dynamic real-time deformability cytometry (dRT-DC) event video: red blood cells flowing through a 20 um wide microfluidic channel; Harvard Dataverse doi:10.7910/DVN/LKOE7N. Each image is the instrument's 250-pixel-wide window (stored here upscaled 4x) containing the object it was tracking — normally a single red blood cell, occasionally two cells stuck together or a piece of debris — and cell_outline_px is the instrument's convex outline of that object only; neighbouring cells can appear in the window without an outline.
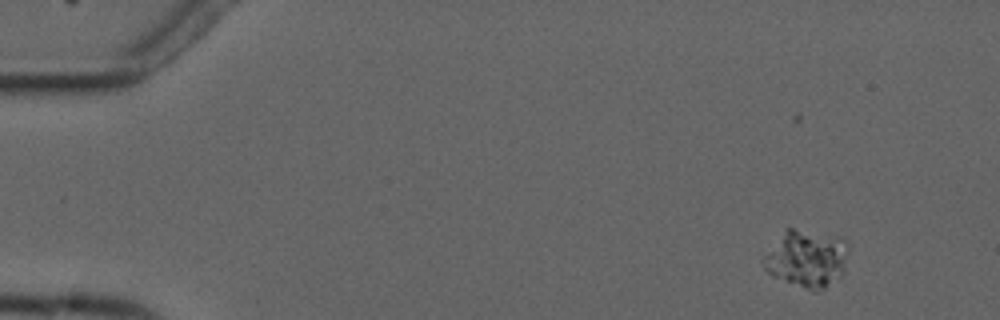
{"species": "common noctule bat (a hibernating species)", "species_latin": "Nyctalus noctula", "temperature_condition": "cold", "stored_images_in_passage": 5, "camera_frame_rate_fps": 3000, "um_per_image_px": 0.085, "animal": {"sex": "male", "forearm_length_mm": 52.5}, "frame": {"image": 1, "passage_image": 1, "time_ms": 0.0, "image_size_px": [1000, 320], "cell_outline_px": [[848, 252], [844, 272], [840, 276], [824, 288], [816, 292], [812, 292], [772, 276], [764, 268], [764, 256], [784, 228], [792, 228], [848, 248]], "centroid_in_image_um": [68.45, 22.1], "position_along_channel_um": 16.5, "area_um2": 26.65}}
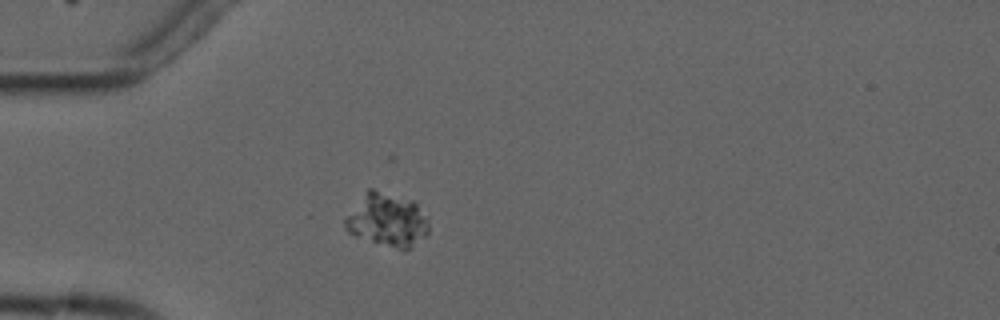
{"frame": {"image": 2, "passage_image": 4, "time_ms": 3.667, "image_size_px": [1000, 320], "cell_outline_px": [[428, 232], [424, 236], [408, 248], [400, 248], [356, 236], [348, 232], [344, 228], [344, 220], [368, 188], [372, 188], [412, 200], [428, 216]], "centroid_in_image_um": [32.91, 18.66], "position_along_channel_um": 52.1, "area_um2": 25.26}}